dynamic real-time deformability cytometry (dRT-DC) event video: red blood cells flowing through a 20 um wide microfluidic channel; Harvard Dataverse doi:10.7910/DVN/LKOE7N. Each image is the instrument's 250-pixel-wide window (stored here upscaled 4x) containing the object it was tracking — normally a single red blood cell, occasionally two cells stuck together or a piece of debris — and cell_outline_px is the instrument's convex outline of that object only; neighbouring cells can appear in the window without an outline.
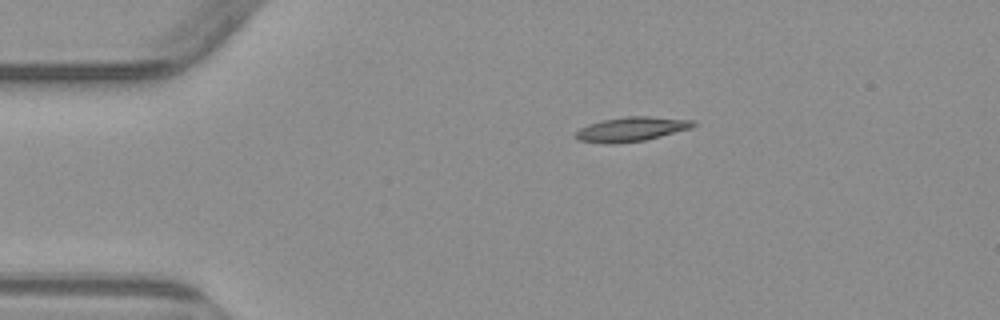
{"species": "common noctule bat (a hibernating species)", "species_latin": "Nyctalus noctula", "temperature_condition": "warm", "stored_images_in_passage": 2, "camera_frame_rate_fps": 3000, "um_per_image_px": 0.085, "animal": {"sex": "male", "body_mass_g": 23.1, "forearm_length_mm": 52.7}, "frame": {"image": 1, "passage_image": 1, "time_ms": 0.0, "image_size_px": [1000, 320], "cell_outline_px": [[696, 124], [692, 128], [644, 140], [616, 144], [604, 144], [576, 140], [572, 136], [580, 128], [588, 124], [604, 120], [628, 116], [648, 116], [696, 120]], "centroid_in_image_um": [53.64, 10.99], "position_along_channel_um": 31.4, "area_um2": 16.88}}